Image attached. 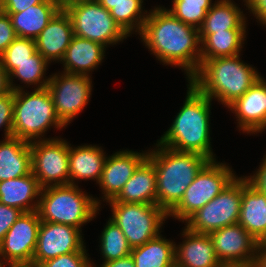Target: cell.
I'll return each instance as SVG.
<instances>
[{
  "label": "cell",
  "mask_w": 266,
  "mask_h": 267,
  "mask_svg": "<svg viewBox=\"0 0 266 267\" xmlns=\"http://www.w3.org/2000/svg\"><path fill=\"white\" fill-rule=\"evenodd\" d=\"M150 10L139 34L143 44L162 65L183 69L189 81L201 65L199 30L175 18L163 6Z\"/></svg>",
  "instance_id": "cell-1"
},
{
  "label": "cell",
  "mask_w": 266,
  "mask_h": 267,
  "mask_svg": "<svg viewBox=\"0 0 266 267\" xmlns=\"http://www.w3.org/2000/svg\"><path fill=\"white\" fill-rule=\"evenodd\" d=\"M187 94L182 108L170 128L157 142L179 152H195L216 160L211 147L210 113L212 100L187 81Z\"/></svg>",
  "instance_id": "cell-2"
},
{
  "label": "cell",
  "mask_w": 266,
  "mask_h": 267,
  "mask_svg": "<svg viewBox=\"0 0 266 267\" xmlns=\"http://www.w3.org/2000/svg\"><path fill=\"white\" fill-rule=\"evenodd\" d=\"M155 146L146 150L147 158L156 171V205L168 214L210 159L195 152L175 151L158 142Z\"/></svg>",
  "instance_id": "cell-3"
},
{
  "label": "cell",
  "mask_w": 266,
  "mask_h": 267,
  "mask_svg": "<svg viewBox=\"0 0 266 267\" xmlns=\"http://www.w3.org/2000/svg\"><path fill=\"white\" fill-rule=\"evenodd\" d=\"M239 56L204 60L189 81L202 94L228 107L262 77Z\"/></svg>",
  "instance_id": "cell-4"
},
{
  "label": "cell",
  "mask_w": 266,
  "mask_h": 267,
  "mask_svg": "<svg viewBox=\"0 0 266 267\" xmlns=\"http://www.w3.org/2000/svg\"><path fill=\"white\" fill-rule=\"evenodd\" d=\"M100 199L88 195L78 185L67 184L41 189L38 213L41 221L65 224L78 229L96 218Z\"/></svg>",
  "instance_id": "cell-5"
},
{
  "label": "cell",
  "mask_w": 266,
  "mask_h": 267,
  "mask_svg": "<svg viewBox=\"0 0 266 267\" xmlns=\"http://www.w3.org/2000/svg\"><path fill=\"white\" fill-rule=\"evenodd\" d=\"M53 126L57 130L66 128L56 115L53 99L47 87L34 88L32 92L25 89L14 91L13 137L29 143L57 138H45L46 132Z\"/></svg>",
  "instance_id": "cell-6"
},
{
  "label": "cell",
  "mask_w": 266,
  "mask_h": 267,
  "mask_svg": "<svg viewBox=\"0 0 266 267\" xmlns=\"http://www.w3.org/2000/svg\"><path fill=\"white\" fill-rule=\"evenodd\" d=\"M62 8L69 15L77 37L101 43L106 48L129 37L97 0L62 2Z\"/></svg>",
  "instance_id": "cell-7"
},
{
  "label": "cell",
  "mask_w": 266,
  "mask_h": 267,
  "mask_svg": "<svg viewBox=\"0 0 266 267\" xmlns=\"http://www.w3.org/2000/svg\"><path fill=\"white\" fill-rule=\"evenodd\" d=\"M235 177L228 164L210 160L188 186L180 202L168 213V218L173 217L184 223L220 194Z\"/></svg>",
  "instance_id": "cell-8"
},
{
  "label": "cell",
  "mask_w": 266,
  "mask_h": 267,
  "mask_svg": "<svg viewBox=\"0 0 266 267\" xmlns=\"http://www.w3.org/2000/svg\"><path fill=\"white\" fill-rule=\"evenodd\" d=\"M111 206L110 217L134 248L156 238L168 219V214L159 206L141 203L107 201Z\"/></svg>",
  "instance_id": "cell-9"
},
{
  "label": "cell",
  "mask_w": 266,
  "mask_h": 267,
  "mask_svg": "<svg viewBox=\"0 0 266 267\" xmlns=\"http://www.w3.org/2000/svg\"><path fill=\"white\" fill-rule=\"evenodd\" d=\"M242 199V176L238 175L223 191L185 221L192 232H211L238 223Z\"/></svg>",
  "instance_id": "cell-10"
},
{
  "label": "cell",
  "mask_w": 266,
  "mask_h": 267,
  "mask_svg": "<svg viewBox=\"0 0 266 267\" xmlns=\"http://www.w3.org/2000/svg\"><path fill=\"white\" fill-rule=\"evenodd\" d=\"M32 174L41 188L70 184L69 142L60 137L30 142Z\"/></svg>",
  "instance_id": "cell-11"
},
{
  "label": "cell",
  "mask_w": 266,
  "mask_h": 267,
  "mask_svg": "<svg viewBox=\"0 0 266 267\" xmlns=\"http://www.w3.org/2000/svg\"><path fill=\"white\" fill-rule=\"evenodd\" d=\"M91 78L65 72L50 76L47 88L51 93L56 115L65 126L80 115L88 104L93 88Z\"/></svg>",
  "instance_id": "cell-12"
},
{
  "label": "cell",
  "mask_w": 266,
  "mask_h": 267,
  "mask_svg": "<svg viewBox=\"0 0 266 267\" xmlns=\"http://www.w3.org/2000/svg\"><path fill=\"white\" fill-rule=\"evenodd\" d=\"M41 224L38 211L22 213L0 242V257L7 264H32Z\"/></svg>",
  "instance_id": "cell-13"
},
{
  "label": "cell",
  "mask_w": 266,
  "mask_h": 267,
  "mask_svg": "<svg viewBox=\"0 0 266 267\" xmlns=\"http://www.w3.org/2000/svg\"><path fill=\"white\" fill-rule=\"evenodd\" d=\"M82 235L76 227L41 221L32 264L38 266L62 254L79 252L85 246Z\"/></svg>",
  "instance_id": "cell-14"
},
{
  "label": "cell",
  "mask_w": 266,
  "mask_h": 267,
  "mask_svg": "<svg viewBox=\"0 0 266 267\" xmlns=\"http://www.w3.org/2000/svg\"><path fill=\"white\" fill-rule=\"evenodd\" d=\"M210 237L222 265L254 263L259 242L240 224L215 230Z\"/></svg>",
  "instance_id": "cell-15"
},
{
  "label": "cell",
  "mask_w": 266,
  "mask_h": 267,
  "mask_svg": "<svg viewBox=\"0 0 266 267\" xmlns=\"http://www.w3.org/2000/svg\"><path fill=\"white\" fill-rule=\"evenodd\" d=\"M148 157V152L121 150L107 155L98 185L103 197L100 201L114 199L134 174L137 167Z\"/></svg>",
  "instance_id": "cell-16"
},
{
  "label": "cell",
  "mask_w": 266,
  "mask_h": 267,
  "mask_svg": "<svg viewBox=\"0 0 266 267\" xmlns=\"http://www.w3.org/2000/svg\"><path fill=\"white\" fill-rule=\"evenodd\" d=\"M236 116L237 128L246 134L266 130V80L262 76L240 98L228 107Z\"/></svg>",
  "instance_id": "cell-17"
},
{
  "label": "cell",
  "mask_w": 266,
  "mask_h": 267,
  "mask_svg": "<svg viewBox=\"0 0 266 267\" xmlns=\"http://www.w3.org/2000/svg\"><path fill=\"white\" fill-rule=\"evenodd\" d=\"M73 36L71 19L66 11L61 8L35 39L36 51L49 64L52 61L60 62Z\"/></svg>",
  "instance_id": "cell-18"
},
{
  "label": "cell",
  "mask_w": 266,
  "mask_h": 267,
  "mask_svg": "<svg viewBox=\"0 0 266 267\" xmlns=\"http://www.w3.org/2000/svg\"><path fill=\"white\" fill-rule=\"evenodd\" d=\"M184 238L175 244V267H220L210 234L192 232L184 227Z\"/></svg>",
  "instance_id": "cell-19"
},
{
  "label": "cell",
  "mask_w": 266,
  "mask_h": 267,
  "mask_svg": "<svg viewBox=\"0 0 266 267\" xmlns=\"http://www.w3.org/2000/svg\"><path fill=\"white\" fill-rule=\"evenodd\" d=\"M238 224L261 243L266 239V194L242 176V199Z\"/></svg>",
  "instance_id": "cell-20"
},
{
  "label": "cell",
  "mask_w": 266,
  "mask_h": 267,
  "mask_svg": "<svg viewBox=\"0 0 266 267\" xmlns=\"http://www.w3.org/2000/svg\"><path fill=\"white\" fill-rule=\"evenodd\" d=\"M106 47L89 39L73 36L67 50L60 61L68 74L90 75L103 62Z\"/></svg>",
  "instance_id": "cell-21"
},
{
  "label": "cell",
  "mask_w": 266,
  "mask_h": 267,
  "mask_svg": "<svg viewBox=\"0 0 266 267\" xmlns=\"http://www.w3.org/2000/svg\"><path fill=\"white\" fill-rule=\"evenodd\" d=\"M105 154L96 144L72 147L69 143L70 184L77 185L79 180H94L98 184L107 158Z\"/></svg>",
  "instance_id": "cell-22"
},
{
  "label": "cell",
  "mask_w": 266,
  "mask_h": 267,
  "mask_svg": "<svg viewBox=\"0 0 266 267\" xmlns=\"http://www.w3.org/2000/svg\"><path fill=\"white\" fill-rule=\"evenodd\" d=\"M41 189L32 172L19 178L0 181V203L18 208L23 213L37 211Z\"/></svg>",
  "instance_id": "cell-23"
},
{
  "label": "cell",
  "mask_w": 266,
  "mask_h": 267,
  "mask_svg": "<svg viewBox=\"0 0 266 267\" xmlns=\"http://www.w3.org/2000/svg\"><path fill=\"white\" fill-rule=\"evenodd\" d=\"M62 0H44L10 16L17 37L35 40L52 17L62 8Z\"/></svg>",
  "instance_id": "cell-24"
},
{
  "label": "cell",
  "mask_w": 266,
  "mask_h": 267,
  "mask_svg": "<svg viewBox=\"0 0 266 267\" xmlns=\"http://www.w3.org/2000/svg\"><path fill=\"white\" fill-rule=\"evenodd\" d=\"M156 197V171L153 163L146 158L113 200L156 205Z\"/></svg>",
  "instance_id": "cell-25"
},
{
  "label": "cell",
  "mask_w": 266,
  "mask_h": 267,
  "mask_svg": "<svg viewBox=\"0 0 266 267\" xmlns=\"http://www.w3.org/2000/svg\"><path fill=\"white\" fill-rule=\"evenodd\" d=\"M32 172L30 143L17 137L0 141V181Z\"/></svg>",
  "instance_id": "cell-26"
},
{
  "label": "cell",
  "mask_w": 266,
  "mask_h": 267,
  "mask_svg": "<svg viewBox=\"0 0 266 267\" xmlns=\"http://www.w3.org/2000/svg\"><path fill=\"white\" fill-rule=\"evenodd\" d=\"M233 0H217L206 13L199 29L202 42L209 34L230 29H247V17Z\"/></svg>",
  "instance_id": "cell-27"
},
{
  "label": "cell",
  "mask_w": 266,
  "mask_h": 267,
  "mask_svg": "<svg viewBox=\"0 0 266 267\" xmlns=\"http://www.w3.org/2000/svg\"><path fill=\"white\" fill-rule=\"evenodd\" d=\"M175 244L161 233L145 244L132 248L135 267H175Z\"/></svg>",
  "instance_id": "cell-28"
},
{
  "label": "cell",
  "mask_w": 266,
  "mask_h": 267,
  "mask_svg": "<svg viewBox=\"0 0 266 267\" xmlns=\"http://www.w3.org/2000/svg\"><path fill=\"white\" fill-rule=\"evenodd\" d=\"M246 29H230L209 34L201 42V63L218 57L241 55Z\"/></svg>",
  "instance_id": "cell-29"
},
{
  "label": "cell",
  "mask_w": 266,
  "mask_h": 267,
  "mask_svg": "<svg viewBox=\"0 0 266 267\" xmlns=\"http://www.w3.org/2000/svg\"><path fill=\"white\" fill-rule=\"evenodd\" d=\"M48 65H50L49 62L36 51L29 60L17 64V68L9 75L11 90L18 91L30 85H36V89L47 87L50 80V77L45 76ZM15 78L25 86L22 87L19 84L17 86L13 82Z\"/></svg>",
  "instance_id": "cell-30"
},
{
  "label": "cell",
  "mask_w": 266,
  "mask_h": 267,
  "mask_svg": "<svg viewBox=\"0 0 266 267\" xmlns=\"http://www.w3.org/2000/svg\"><path fill=\"white\" fill-rule=\"evenodd\" d=\"M144 0H120L109 11L119 27L130 37L132 33L140 34L149 12L144 9ZM134 31V32H133Z\"/></svg>",
  "instance_id": "cell-31"
},
{
  "label": "cell",
  "mask_w": 266,
  "mask_h": 267,
  "mask_svg": "<svg viewBox=\"0 0 266 267\" xmlns=\"http://www.w3.org/2000/svg\"><path fill=\"white\" fill-rule=\"evenodd\" d=\"M99 249L102 263L117 260L130 255L132 247L118 225L109 218L99 237Z\"/></svg>",
  "instance_id": "cell-32"
},
{
  "label": "cell",
  "mask_w": 266,
  "mask_h": 267,
  "mask_svg": "<svg viewBox=\"0 0 266 267\" xmlns=\"http://www.w3.org/2000/svg\"><path fill=\"white\" fill-rule=\"evenodd\" d=\"M172 7L166 8L175 18L198 30L203 25L206 13L214 5L212 0H172Z\"/></svg>",
  "instance_id": "cell-33"
},
{
  "label": "cell",
  "mask_w": 266,
  "mask_h": 267,
  "mask_svg": "<svg viewBox=\"0 0 266 267\" xmlns=\"http://www.w3.org/2000/svg\"><path fill=\"white\" fill-rule=\"evenodd\" d=\"M35 52V40L17 37L0 55V61L10 75L17 68V64L29 60Z\"/></svg>",
  "instance_id": "cell-34"
},
{
  "label": "cell",
  "mask_w": 266,
  "mask_h": 267,
  "mask_svg": "<svg viewBox=\"0 0 266 267\" xmlns=\"http://www.w3.org/2000/svg\"><path fill=\"white\" fill-rule=\"evenodd\" d=\"M88 256L90 255L84 246L79 252L62 254L40 263L38 267H92V261Z\"/></svg>",
  "instance_id": "cell-35"
},
{
  "label": "cell",
  "mask_w": 266,
  "mask_h": 267,
  "mask_svg": "<svg viewBox=\"0 0 266 267\" xmlns=\"http://www.w3.org/2000/svg\"><path fill=\"white\" fill-rule=\"evenodd\" d=\"M14 91L0 96V129L4 128V138L13 137Z\"/></svg>",
  "instance_id": "cell-36"
},
{
  "label": "cell",
  "mask_w": 266,
  "mask_h": 267,
  "mask_svg": "<svg viewBox=\"0 0 266 267\" xmlns=\"http://www.w3.org/2000/svg\"><path fill=\"white\" fill-rule=\"evenodd\" d=\"M16 38L10 16L0 11V55Z\"/></svg>",
  "instance_id": "cell-37"
},
{
  "label": "cell",
  "mask_w": 266,
  "mask_h": 267,
  "mask_svg": "<svg viewBox=\"0 0 266 267\" xmlns=\"http://www.w3.org/2000/svg\"><path fill=\"white\" fill-rule=\"evenodd\" d=\"M22 213L18 208L0 203V242Z\"/></svg>",
  "instance_id": "cell-38"
},
{
  "label": "cell",
  "mask_w": 266,
  "mask_h": 267,
  "mask_svg": "<svg viewBox=\"0 0 266 267\" xmlns=\"http://www.w3.org/2000/svg\"><path fill=\"white\" fill-rule=\"evenodd\" d=\"M44 0H1V11L4 13H18L31 5L42 3Z\"/></svg>",
  "instance_id": "cell-39"
},
{
  "label": "cell",
  "mask_w": 266,
  "mask_h": 267,
  "mask_svg": "<svg viewBox=\"0 0 266 267\" xmlns=\"http://www.w3.org/2000/svg\"><path fill=\"white\" fill-rule=\"evenodd\" d=\"M246 10L259 21L261 26L266 27V0H243Z\"/></svg>",
  "instance_id": "cell-40"
},
{
  "label": "cell",
  "mask_w": 266,
  "mask_h": 267,
  "mask_svg": "<svg viewBox=\"0 0 266 267\" xmlns=\"http://www.w3.org/2000/svg\"><path fill=\"white\" fill-rule=\"evenodd\" d=\"M259 169L250 176H246L251 184H253L260 192L266 194V155L263 156Z\"/></svg>",
  "instance_id": "cell-41"
},
{
  "label": "cell",
  "mask_w": 266,
  "mask_h": 267,
  "mask_svg": "<svg viewBox=\"0 0 266 267\" xmlns=\"http://www.w3.org/2000/svg\"><path fill=\"white\" fill-rule=\"evenodd\" d=\"M92 267H96L93 261H92ZM100 267H135V263L132 256L128 255L126 257L117 260L109 261L107 263H102Z\"/></svg>",
  "instance_id": "cell-42"
},
{
  "label": "cell",
  "mask_w": 266,
  "mask_h": 267,
  "mask_svg": "<svg viewBox=\"0 0 266 267\" xmlns=\"http://www.w3.org/2000/svg\"><path fill=\"white\" fill-rule=\"evenodd\" d=\"M11 91L12 90L9 83V75L3 68V65L0 61V96L5 95Z\"/></svg>",
  "instance_id": "cell-43"
},
{
  "label": "cell",
  "mask_w": 266,
  "mask_h": 267,
  "mask_svg": "<svg viewBox=\"0 0 266 267\" xmlns=\"http://www.w3.org/2000/svg\"><path fill=\"white\" fill-rule=\"evenodd\" d=\"M255 267H266V244L259 243L254 261Z\"/></svg>",
  "instance_id": "cell-44"
},
{
  "label": "cell",
  "mask_w": 266,
  "mask_h": 267,
  "mask_svg": "<svg viewBox=\"0 0 266 267\" xmlns=\"http://www.w3.org/2000/svg\"><path fill=\"white\" fill-rule=\"evenodd\" d=\"M104 8L110 11L120 0H97Z\"/></svg>",
  "instance_id": "cell-45"
},
{
  "label": "cell",
  "mask_w": 266,
  "mask_h": 267,
  "mask_svg": "<svg viewBox=\"0 0 266 267\" xmlns=\"http://www.w3.org/2000/svg\"><path fill=\"white\" fill-rule=\"evenodd\" d=\"M220 267H255L254 263L252 264H231V265H221Z\"/></svg>",
  "instance_id": "cell-46"
},
{
  "label": "cell",
  "mask_w": 266,
  "mask_h": 267,
  "mask_svg": "<svg viewBox=\"0 0 266 267\" xmlns=\"http://www.w3.org/2000/svg\"><path fill=\"white\" fill-rule=\"evenodd\" d=\"M8 267H38L34 264H9Z\"/></svg>",
  "instance_id": "cell-47"
},
{
  "label": "cell",
  "mask_w": 266,
  "mask_h": 267,
  "mask_svg": "<svg viewBox=\"0 0 266 267\" xmlns=\"http://www.w3.org/2000/svg\"><path fill=\"white\" fill-rule=\"evenodd\" d=\"M9 264H7L6 262H4L1 257H0V267H8Z\"/></svg>",
  "instance_id": "cell-48"
},
{
  "label": "cell",
  "mask_w": 266,
  "mask_h": 267,
  "mask_svg": "<svg viewBox=\"0 0 266 267\" xmlns=\"http://www.w3.org/2000/svg\"><path fill=\"white\" fill-rule=\"evenodd\" d=\"M63 2L89 1V0H62Z\"/></svg>",
  "instance_id": "cell-49"
}]
</instances>
